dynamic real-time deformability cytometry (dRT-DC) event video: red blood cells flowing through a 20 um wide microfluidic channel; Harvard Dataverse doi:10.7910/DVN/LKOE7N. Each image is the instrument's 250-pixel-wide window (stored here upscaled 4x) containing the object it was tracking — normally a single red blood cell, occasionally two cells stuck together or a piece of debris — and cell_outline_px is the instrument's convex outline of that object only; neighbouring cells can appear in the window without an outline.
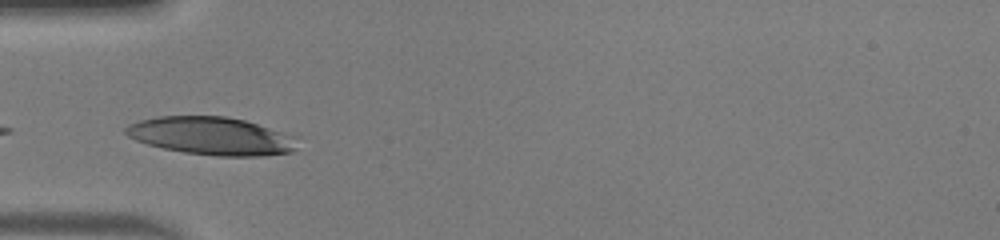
{"species": "human", "species_latin": "Homo sapiens", "temperature_condition": "warm", "stored_images_in_passage": 16, "camera_frame_rate_fps": 3000, "um_per_image_px": 0.085, "donor": {"sex": "male"}, "frame": {"image": 1, "passage_image": 1, "time_ms": 0.0, "image_size_px": [1000, 240], "cell_outline_px": [[300, 136], [292, 152], [264, 156], [216, 156], [184, 152], [164, 148], [148, 144], [136, 140], [128, 136], [124, 132], [124, 128], [128, 124], [140, 120], [156, 116], [224, 116], [244, 120]], "centroid_in_image_um": [18.01, 11.55], "position_along_channel_um": 67.0, "area_um2": 38.21}}
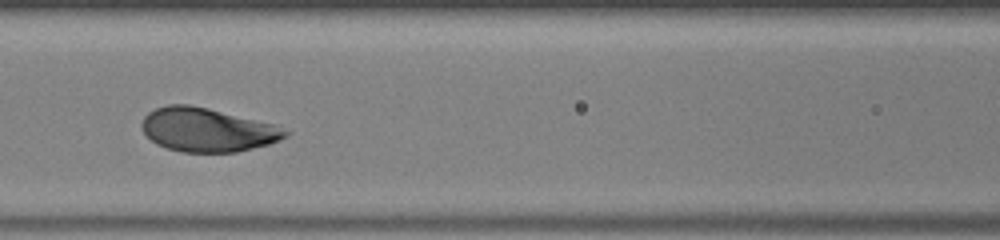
{"frame": {"image": 2, "passage_image": 7, "time_ms": 2.0, "image_size_px": [1000, 240], "cell_outline_px": [[292, 132], [288, 136], [280, 140], [268, 144], [236, 152], [180, 152], [156, 144], [144, 132], [140, 124], [144, 116], [148, 112], [156, 108], [168, 104], [188, 104], [208, 108], [280, 124]], "centroid_in_image_um": [17.69, 11.02], "position_along_channel_um": 148.9, "area_um2": 37.11}}
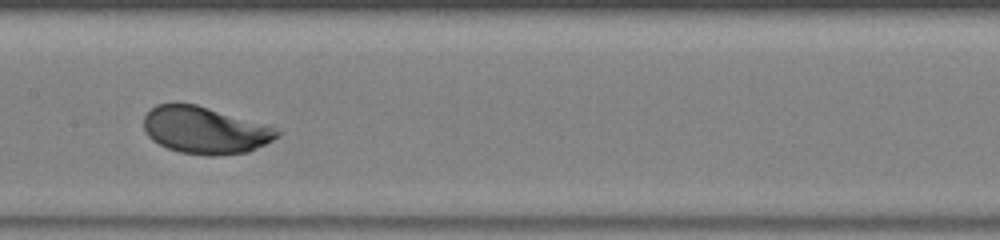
{"frame": {"image": 3, "passage_image": 10, "time_ms": 3.0, "image_size_px": [1000, 240], "cell_outline_px": [[284, 132], [280, 136], [248, 152], [216, 156], [208, 156], [180, 152], [168, 148], [152, 140], [144, 132], [144, 116], [156, 104], [196, 104], [272, 128]], "centroid_in_image_um": [17.37, 11.09], "position_along_channel_um": 190.0, "area_um2": 35.89}}